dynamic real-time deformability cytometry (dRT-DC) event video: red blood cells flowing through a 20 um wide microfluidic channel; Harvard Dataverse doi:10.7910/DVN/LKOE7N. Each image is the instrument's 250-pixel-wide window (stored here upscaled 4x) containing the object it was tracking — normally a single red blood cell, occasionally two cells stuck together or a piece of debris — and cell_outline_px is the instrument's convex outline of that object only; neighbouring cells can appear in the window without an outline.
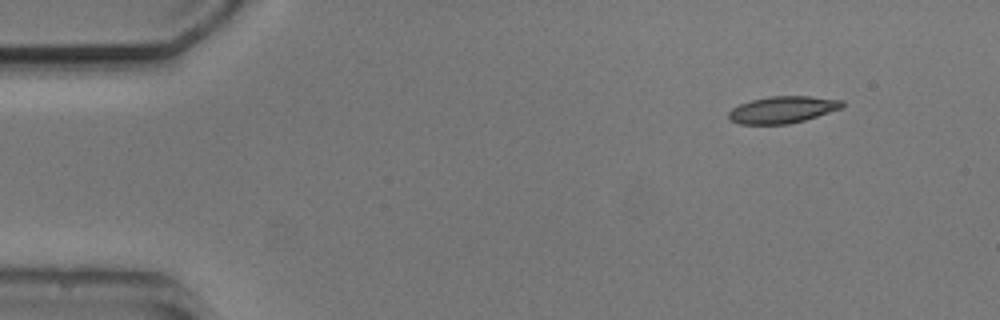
{"species": "common noctule bat (a hibernating species)", "species_latin": "Nyctalus noctula", "temperature_condition": "cold", "stored_images_in_passage": 3, "camera_frame_rate_fps": 3000, "um_per_image_px": 0.085, "animal": {"sex": "male", "body_mass_g": 20.5, "forearm_length_mm": 52.5}, "frame": {"image": 1, "passage_image": 1, "time_ms": 0.0, "image_size_px": [1000, 320], "cell_outline_px": [[844, 104], [840, 108], [804, 120], [788, 124], [740, 124], [732, 120], [728, 116], [728, 112], [732, 108], [740, 104], [752, 100], [772, 96], [812, 96], [844, 100]], "centroid_in_image_um": [66.52, 9.31], "position_along_channel_um": 18.5, "area_um2": 17.57}}
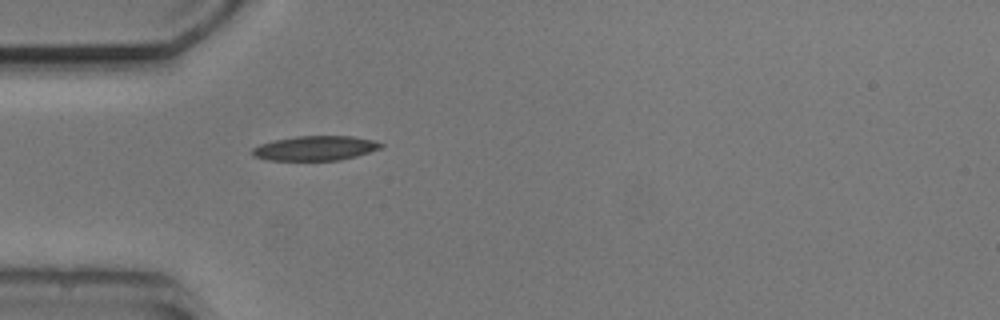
{"frame": {"image": 2, "passage_image": 3, "time_ms": 3.333, "image_size_px": [1000, 320], "cell_outline_px": [[384, 144], [380, 148], [356, 156], [340, 160], [268, 160], [252, 156], [252, 148], [260, 144], [272, 140], [296, 136], [352, 136], [376, 140]], "centroid_in_image_um": [26.78, 12.59], "position_along_channel_um": 58.2, "area_um2": 18.5}}